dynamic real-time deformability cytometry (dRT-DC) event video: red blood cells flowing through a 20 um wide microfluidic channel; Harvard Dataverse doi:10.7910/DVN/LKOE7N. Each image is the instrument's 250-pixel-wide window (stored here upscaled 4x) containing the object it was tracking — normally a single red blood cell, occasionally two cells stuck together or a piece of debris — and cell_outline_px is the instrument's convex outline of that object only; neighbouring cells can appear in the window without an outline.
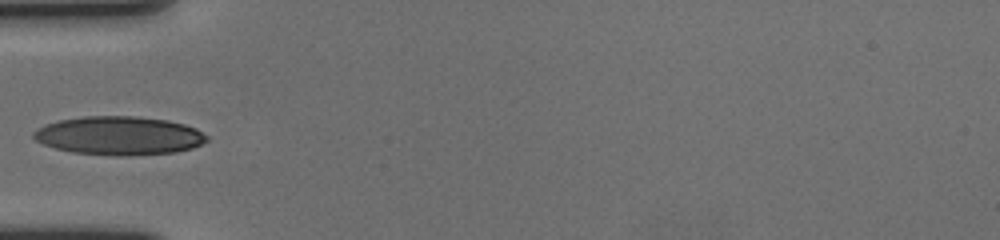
{"species": "human", "species_latin": "Homo sapiens", "temperature_condition": "cold", "stored_images_in_passage": 6, "camera_frame_rate_fps": 3000, "um_per_image_px": 0.085, "donor": {"sex": "female"}, "frame": {"image": 1, "passage_image": 1, "time_ms": 0.0, "image_size_px": [1000, 240], "cell_outline_px": [[208, 140], [192, 148], [176, 152], [128, 156], [116, 156], [72, 152], [56, 148], [44, 144], [36, 140], [32, 136], [32, 132], [36, 128], [44, 124], [60, 120], [84, 116], [136, 116], [168, 120], [184, 124], [196, 128], [208, 136]], "centroid_in_image_um": [10.12, 11.53], "position_along_channel_um": 74.9, "area_um2": 39.13}}
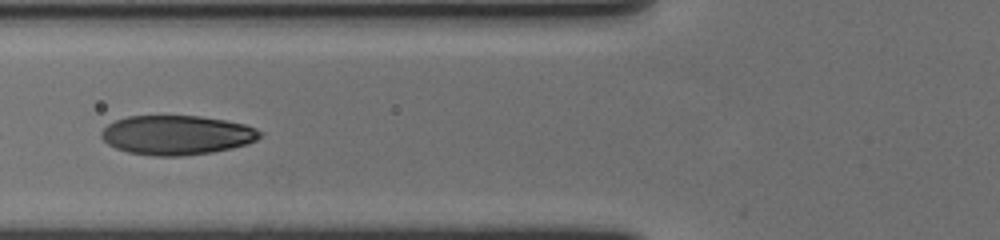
{"frame": {"image": 2, "passage_image": 4, "time_ms": 1.0, "image_size_px": [1000, 240], "cell_outline_px": [[264, 132], [256, 140], [248, 144], [232, 148], [212, 152], [180, 156], [156, 156], [128, 152], [116, 148], [108, 144], [100, 136], [100, 132], [108, 124], [116, 120], [128, 116], [200, 116], [224, 120], [244, 124], [256, 128]], "centroid_in_image_um": [15.03, 11.48], "position_along_channel_um": 110.8, "area_um2": 36.41}}